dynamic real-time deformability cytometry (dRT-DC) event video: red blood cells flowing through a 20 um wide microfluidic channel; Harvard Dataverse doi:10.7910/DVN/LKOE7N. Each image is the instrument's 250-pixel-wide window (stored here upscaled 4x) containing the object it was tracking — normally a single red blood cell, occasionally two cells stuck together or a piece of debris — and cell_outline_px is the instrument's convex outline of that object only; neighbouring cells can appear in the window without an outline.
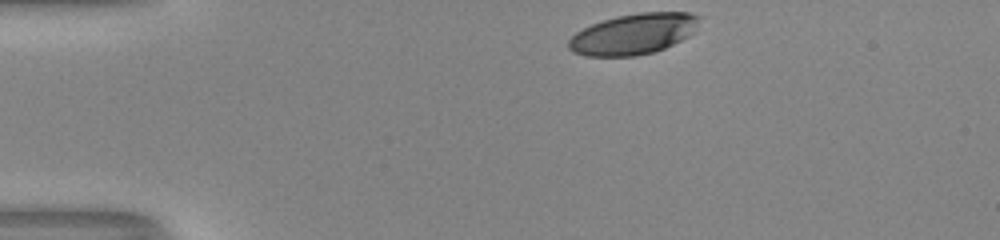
{"species": "human", "species_latin": "Homo sapiens", "temperature_condition": "room temperature", "stored_images_in_passage": 33, "camera_frame_rate_fps": 3000, "um_per_image_px": 0.085, "donor": {"sex": "male"}, "frame": {"image": 1, "passage_image": 1, "time_ms": 0.0, "image_size_px": [1000, 240], "cell_outline_px": [[700, 16], [688, 36], [664, 48], [652, 52], [632, 56], [584, 56], [572, 52], [568, 48], [568, 40], [576, 32], [592, 24], [616, 16], [640, 12], [688, 12]], "centroid_in_image_um": [53.77, 2.89], "position_along_channel_um": 31.2, "area_um2": 30.63}}
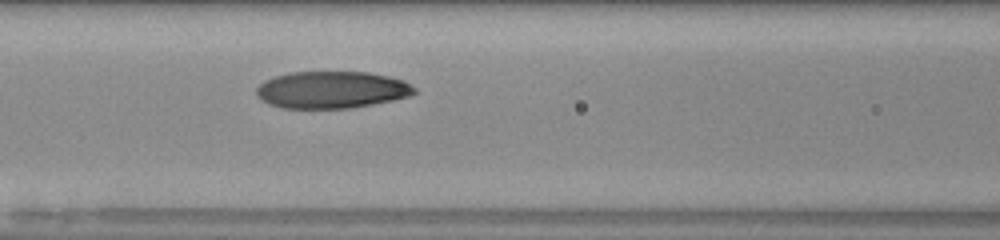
{"frame": {"image": 2, "passage_image": 14, "time_ms": 4.333, "image_size_px": [1000, 240], "cell_outline_px": [[416, 92], [408, 96], [392, 100], [348, 108], [284, 108], [268, 104], [256, 92], [256, 88], [264, 80], [276, 76], [292, 72], [368, 72], [388, 76], [404, 80], [416, 88]], "centroid_in_image_um": [28.2, 7.62], "position_along_channel_um": 138.4, "area_um2": 33.81}}
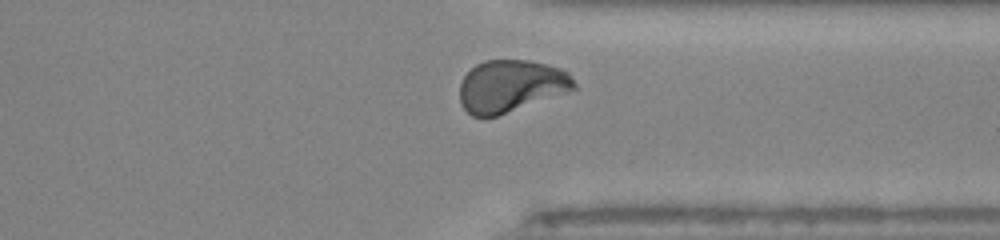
{"frame": {"image": 3, "passage_image": 31, "time_ms": 10.0, "image_size_px": [1000, 240], "cell_outline_px": [[576, 88], [496, 116], [472, 116], [460, 104], [460, 80], [476, 64], [484, 60], [528, 60], [564, 68], [568, 72], [576, 84]], "centroid_in_image_um": [43.4, 7.29], "position_along_channel_um": 368.0, "area_um2": 34.45}, "authors_computed_cell_mechanics": {"area_um2": 34.6222, "velocity_mm_per_s": 4.053, "shape_relaxation_time_tau1_ms": 7.3217, "shape_relaxation_time_tau2_ms": 1.3264, "deformation_change_tau1": 0.241, "deformation_change_tau2": 0.0605}}